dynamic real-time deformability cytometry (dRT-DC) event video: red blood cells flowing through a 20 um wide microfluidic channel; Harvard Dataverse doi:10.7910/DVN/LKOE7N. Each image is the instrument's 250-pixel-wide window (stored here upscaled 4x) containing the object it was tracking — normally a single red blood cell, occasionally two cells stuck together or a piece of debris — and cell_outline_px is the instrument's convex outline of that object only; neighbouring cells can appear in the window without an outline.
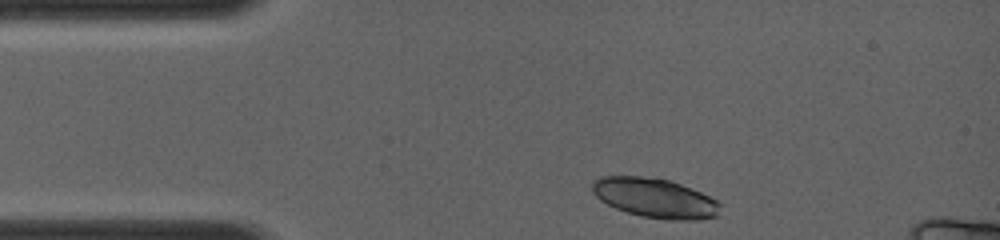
{"species": "common noctule bat (a hibernating species)", "species_latin": "Nyctalus noctula", "temperature_condition": "room temperature", "stored_images_in_passage": 3, "camera_frame_rate_fps": 4000, "um_per_image_px": 0.085, "animal": {"sex": "female", "body_mass_g": 19.0, "forearm_length_mm": 56.7}, "frame": {"image": 1, "passage_image": 1, "time_ms": 0.0, "image_size_px": [1000, 240], "cell_outline_px": [[720, 216], [700, 220], [668, 220], [640, 216], [616, 208], [600, 200], [592, 192], [592, 180], [600, 176], [640, 176], [668, 180], [692, 188], [716, 200], [720, 204]], "centroid_in_image_um": [55.68, 16.84], "position_along_channel_um": 29.3, "area_um2": 29.59}}